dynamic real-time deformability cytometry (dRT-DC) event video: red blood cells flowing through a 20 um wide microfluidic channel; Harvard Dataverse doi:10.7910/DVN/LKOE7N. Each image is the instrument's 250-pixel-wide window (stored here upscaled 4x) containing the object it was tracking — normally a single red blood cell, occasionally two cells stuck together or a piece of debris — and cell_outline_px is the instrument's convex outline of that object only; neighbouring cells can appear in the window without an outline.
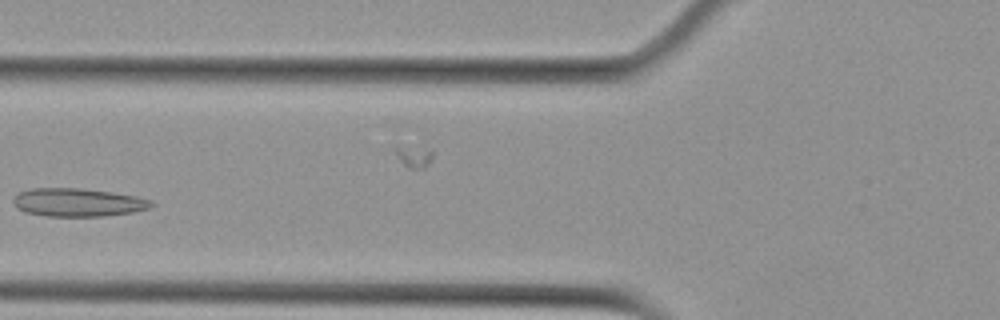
{"species": "Egyptian fruit bat (a non-hibernating species)", "species_latin": "Rousettus aegyptiacus", "temperature_condition": "cold", "stored_images_in_passage": 4, "camera_frame_rate_fps": 3000, "um_per_image_px": 0.085, "animal": {"sex": "female"}, "frame": {"image": 1, "passage_image": 2, "time_ms": 1.333, "image_size_px": [1000, 320], "cell_outline_px": [[156, 204], [148, 208], [132, 212], [104, 216], [44, 216], [24, 212], [16, 208], [12, 204], [12, 196], [16, 192], [28, 188], [80, 188], [112, 192], [136, 196], [152, 200]], "centroid_in_image_um": [6.54, 17.19], "position_along_channel_um": 119.3, "area_um2": 23.12}}
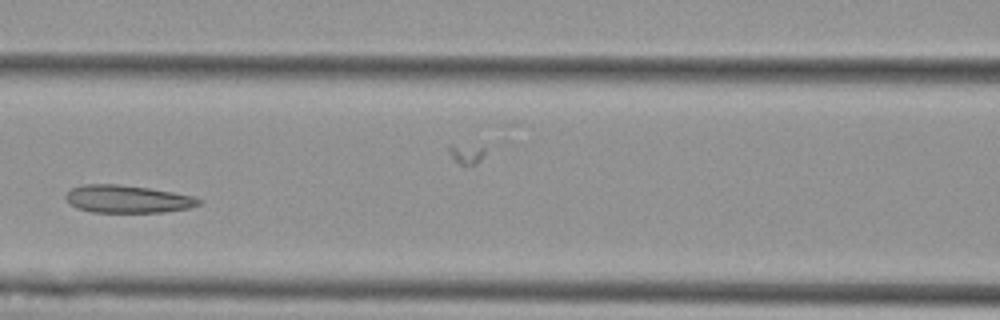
{"frame": {"image": 2, "passage_image": 3, "time_ms": 2.333, "image_size_px": [1000, 320], "cell_outline_px": [[204, 200], [200, 204], [188, 208], [164, 212], [92, 212], [76, 208], [64, 196], [72, 188], [84, 184], [116, 184], [148, 188], [172, 192], [192, 196]], "centroid_in_image_um": [10.85, 16.92], "position_along_channel_um": 155.8, "area_um2": 21.27}}